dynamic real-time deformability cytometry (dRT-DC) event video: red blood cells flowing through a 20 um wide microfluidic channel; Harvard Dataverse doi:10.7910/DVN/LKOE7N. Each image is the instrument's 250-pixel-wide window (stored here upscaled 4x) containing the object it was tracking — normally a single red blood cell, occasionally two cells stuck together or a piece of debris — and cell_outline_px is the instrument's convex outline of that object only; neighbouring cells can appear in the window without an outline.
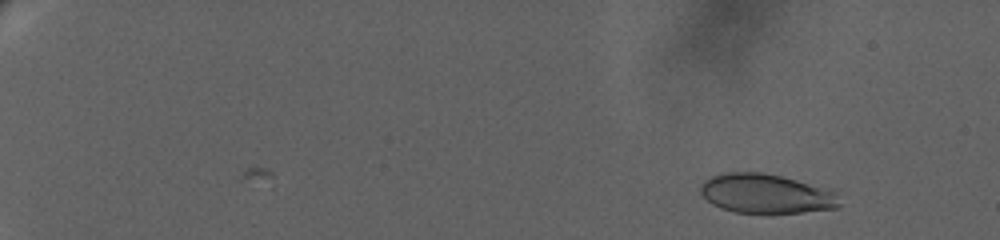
{"species": "human", "species_latin": "Homo sapiens", "temperature_condition": "warm", "stored_images_in_passage": 65, "camera_frame_rate_fps": 3000, "um_per_image_px": 0.085, "donor": {"sex": "female"}, "frame": {"image": 1, "passage_image": 1, "time_ms": 0.0, "image_size_px": [1000, 240], "cell_outline_px": [[840, 208], [800, 212], [736, 212], [720, 208], [712, 204], [700, 192], [700, 188], [704, 180], [712, 176], [724, 172], [760, 172], [780, 176], [836, 188], [840, 204]], "centroid_in_image_um": [65.2, 16.44], "position_along_channel_um": 19.8, "area_um2": 32.19}}
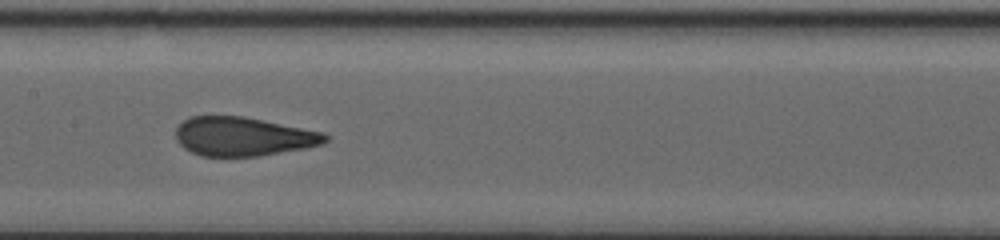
{"frame": {"image": 2, "passage_image": 35, "time_ms": 11.333, "image_size_px": [1000, 240], "cell_outline_px": [[328, 140], [320, 144], [304, 148], [256, 156], [200, 156], [184, 148], [176, 140], [176, 128], [188, 116], [244, 116], [324, 132], [328, 136]], "centroid_in_image_um": [20.64, 11.59], "position_along_channel_um": 186.8, "area_um2": 33.76}}
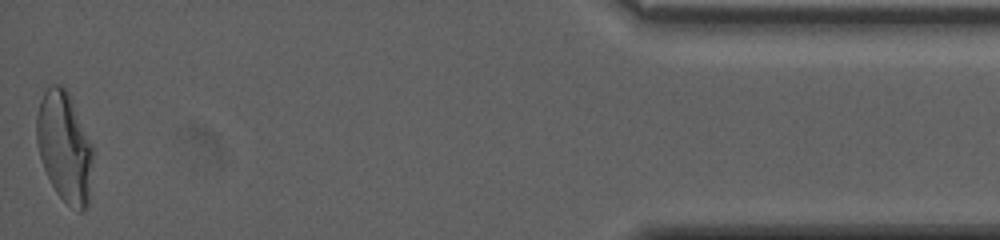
{"frame": {"image": 3, "passage_image": 65, "time_ms": 21.333, "image_size_px": [1000, 240], "cell_outline_px": [[92, 160], [88, 208], [84, 212], [76, 212], [56, 192], [44, 168], [40, 156], [36, 140], [36, 116], [40, 100], [48, 84], [60, 84], [68, 92], [92, 144]], "centroid_in_image_um": [5.48, 12.5], "position_along_channel_um": 429.7, "area_um2": 36.13}}